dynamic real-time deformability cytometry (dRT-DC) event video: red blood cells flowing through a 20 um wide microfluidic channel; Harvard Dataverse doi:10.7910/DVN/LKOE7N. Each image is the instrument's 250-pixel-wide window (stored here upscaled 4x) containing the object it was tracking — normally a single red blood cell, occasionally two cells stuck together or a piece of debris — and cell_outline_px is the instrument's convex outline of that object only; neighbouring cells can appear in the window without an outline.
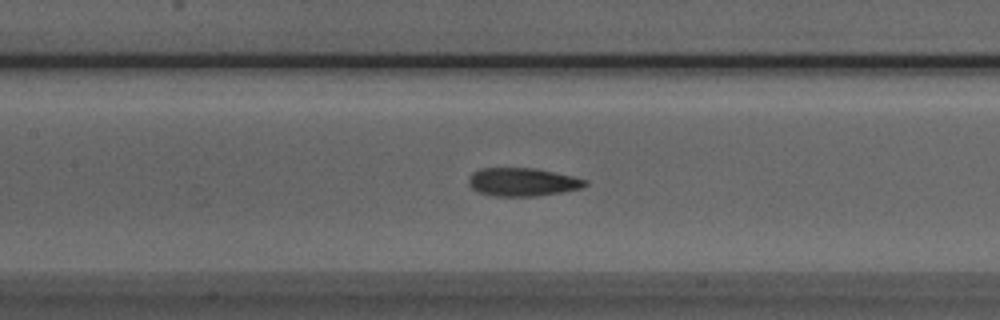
{"species": "Egyptian fruit bat (a non-hibernating species)", "species_latin": "Rousettus aegyptiacus", "temperature_condition": "room temperature", "stored_images_in_passage": 52, "camera_frame_rate_fps": 3000, "um_per_image_px": 0.085, "animal": {"sex": "male"}, "frame": {"image": 1, "passage_image": 22, "time_ms": 7.0, "image_size_px": [1000, 320], "cell_outline_px": [[588, 184], [580, 188], [560, 192], [536, 196], [496, 196], [480, 192], [472, 188], [468, 184], [468, 176], [472, 172], [480, 168], [536, 168], [572, 176], [588, 180]], "centroid_in_image_um": [44.39, 15.46], "position_along_channel_um": 163.0, "area_um2": 19.13}}
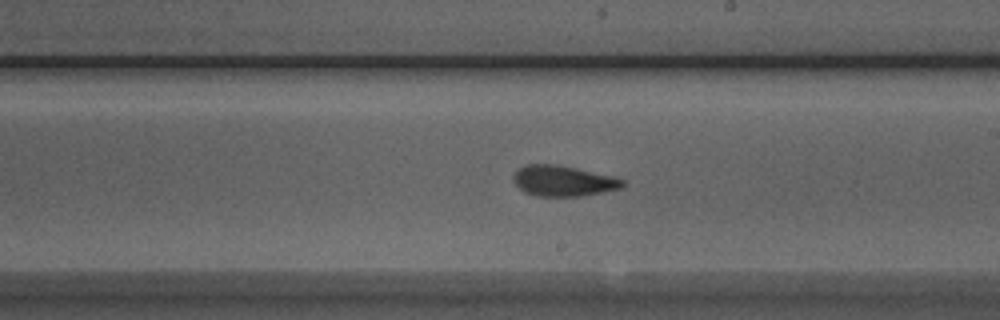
{"frame": {"image": 2, "passage_image": 28, "time_ms": 9.0, "image_size_px": [1000, 320], "cell_outline_px": [[624, 184], [620, 188], [580, 196], [536, 196], [524, 192], [512, 180], [512, 176], [524, 164], [556, 164], [576, 168], [612, 176], [624, 180]], "centroid_in_image_um": [47.82, 15.37], "position_along_channel_um": 241.2, "area_um2": 19.31}}
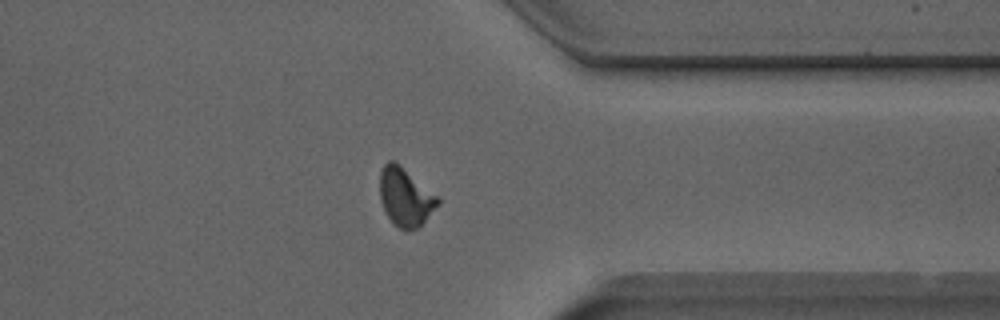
{"frame": {"image": 3, "passage_image": 39, "time_ms": 12.667, "image_size_px": [1000, 320], "cell_outline_px": [[440, 204], [420, 228], [408, 232], [404, 232], [388, 216], [380, 200], [380, 172], [384, 164], [388, 160], [396, 160], [436, 196], [440, 200]], "centroid_in_image_um": [34.47, 16.77], "position_along_channel_um": 376.9, "area_um2": 19.83}, "authors_computed_cell_mechanics": {"area_um2": 19.363, "velocity_mm_per_s": 3.928, "shape_relaxation_time_tau1_ms": 7.333, "shape_relaxation_time_tau2_ms": 1.5379, "deformation_change_tau1": 0.2085, "deformation_change_tau2": 0.0921}}